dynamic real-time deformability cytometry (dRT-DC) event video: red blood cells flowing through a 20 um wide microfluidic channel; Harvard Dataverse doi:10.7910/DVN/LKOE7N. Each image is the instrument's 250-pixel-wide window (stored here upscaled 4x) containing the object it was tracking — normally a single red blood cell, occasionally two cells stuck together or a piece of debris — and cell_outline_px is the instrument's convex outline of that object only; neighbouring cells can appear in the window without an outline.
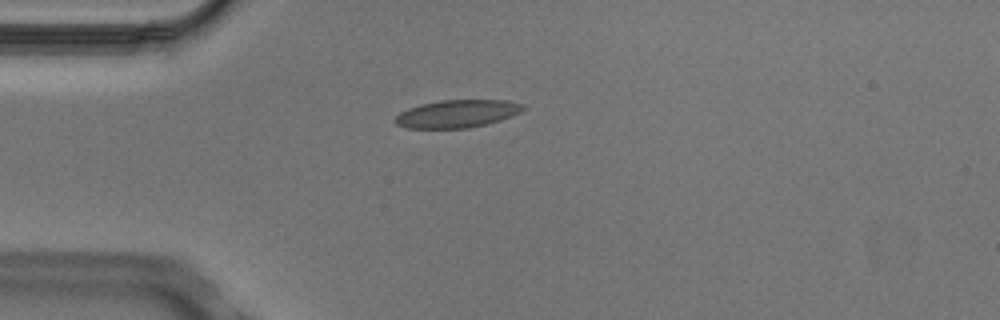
{"species": "Egyptian fruit bat (a non-hibernating species)", "species_latin": "Rousettus aegyptiacus", "temperature_condition": "cold", "stored_images_in_passage": 4, "camera_frame_rate_fps": 3000, "um_per_image_px": 0.085, "animal": {"sex": "male"}, "frame": {"image": 1, "passage_image": 4, "time_ms": 1.0, "image_size_px": [1000, 320], "cell_outline_px": [[528, 108], [512, 116], [488, 124], [468, 128], [408, 128], [396, 124], [396, 116], [400, 112], [408, 108], [420, 104], [440, 100], [508, 100], [524, 104]], "centroid_in_image_um": [38.91, 9.66], "position_along_channel_um": 46.1, "area_um2": 20.81}}